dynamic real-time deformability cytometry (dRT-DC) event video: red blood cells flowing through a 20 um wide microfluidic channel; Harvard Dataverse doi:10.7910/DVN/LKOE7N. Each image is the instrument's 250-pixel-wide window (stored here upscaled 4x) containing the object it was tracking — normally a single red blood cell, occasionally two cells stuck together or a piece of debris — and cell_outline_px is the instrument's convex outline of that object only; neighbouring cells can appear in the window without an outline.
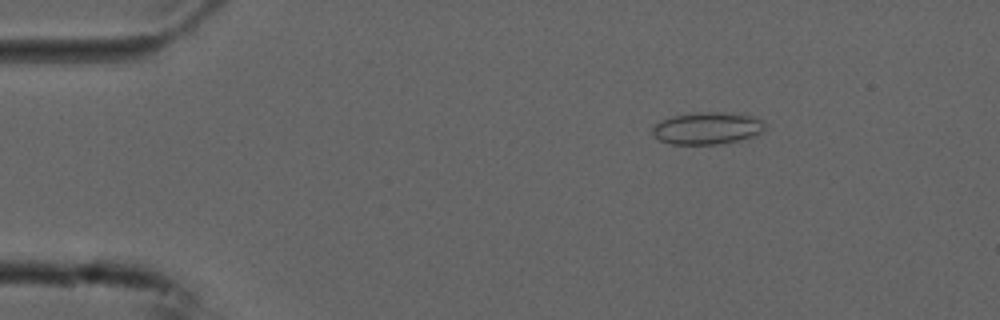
{"species": "common noctule bat (a hibernating species)", "species_latin": "Nyctalus noctula", "temperature_condition": "cold", "stored_images_in_passage": 21, "camera_frame_rate_fps": 3000, "um_per_image_px": 0.085, "animal": {"sex": "male", "forearm_length_mm": 52.5}, "frame": {"image": 1, "passage_image": 9, "time_ms": 2.667, "image_size_px": [1000, 320], "cell_outline_px": [[764, 132], [756, 136], [740, 140], [720, 144], [672, 144], [660, 140], [652, 132], [652, 128], [660, 120], [672, 116], [700, 112], [720, 112], [752, 116], [764, 120]], "centroid_in_image_um": [60.15, 10.9], "position_along_channel_um": 24.8, "area_um2": 21.1}}
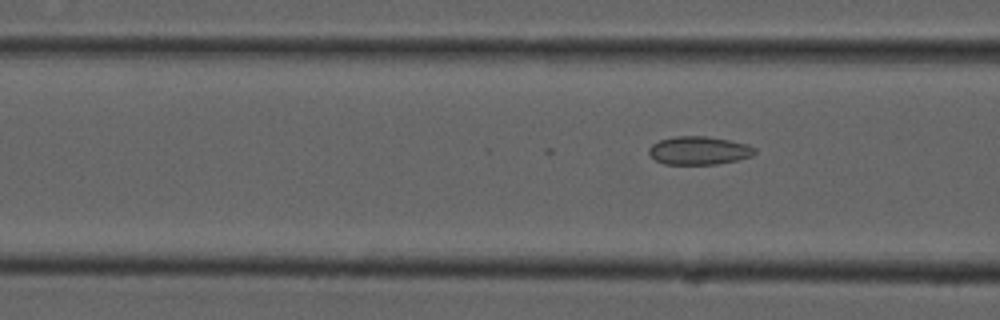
{"frame": {"image": 2, "passage_image": 21, "time_ms": 6.667, "image_size_px": [1000, 320], "cell_outline_px": [[756, 152], [752, 156], [736, 160], [716, 164], [664, 164], [656, 160], [648, 152], [648, 148], [652, 144], [660, 140], [676, 136], [704, 136], [728, 140], [748, 144], [756, 148]], "centroid_in_image_um": [59.41, 12.79], "position_along_channel_um": 107.2, "area_um2": 17.34}}